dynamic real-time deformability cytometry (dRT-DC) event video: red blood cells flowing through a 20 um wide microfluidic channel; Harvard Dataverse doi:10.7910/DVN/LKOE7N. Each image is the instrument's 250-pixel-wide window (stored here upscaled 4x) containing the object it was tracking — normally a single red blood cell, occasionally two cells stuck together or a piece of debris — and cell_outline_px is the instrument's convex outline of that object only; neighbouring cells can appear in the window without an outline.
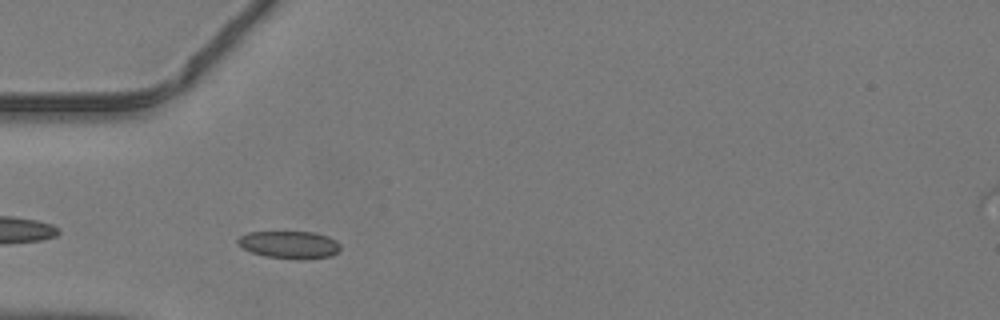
{"species": "common noctule bat (a hibernating species)", "species_latin": "Nyctalus noctula", "temperature_condition": "warm", "stored_images_in_passage": 34, "camera_frame_rate_fps": 3000, "um_per_image_px": 0.085, "animal": {"sex": "male", "body_mass_g": 19.2, "forearm_length_mm": 51.8}, "frame": {"image": 1, "passage_image": 2, "time_ms": 0.333, "image_size_px": [1000, 320], "cell_outline_px": [[340, 248], [332, 256], [304, 260], [296, 260], [264, 256], [252, 252], [236, 244], [236, 240], [240, 236], [248, 232], [312, 232], [328, 236], [336, 240], [340, 244]], "centroid_in_image_um": [24.6, 20.81], "position_along_channel_um": 60.4, "area_um2": 16.65}}
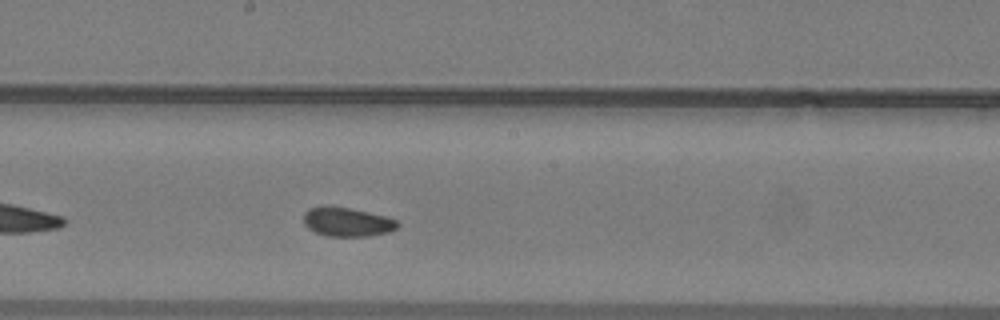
{"frame": {"image": 2, "passage_image": 13, "time_ms": 4.0, "image_size_px": [1000, 320], "cell_outline_px": [[400, 224], [396, 228], [388, 232], [368, 236], [324, 236], [308, 228], [304, 224], [304, 212], [308, 208], [348, 208], [368, 212], [384, 216], [396, 220]], "centroid_in_image_um": [29.51, 18.9], "position_along_channel_um": 218.7, "area_um2": 15.43}}
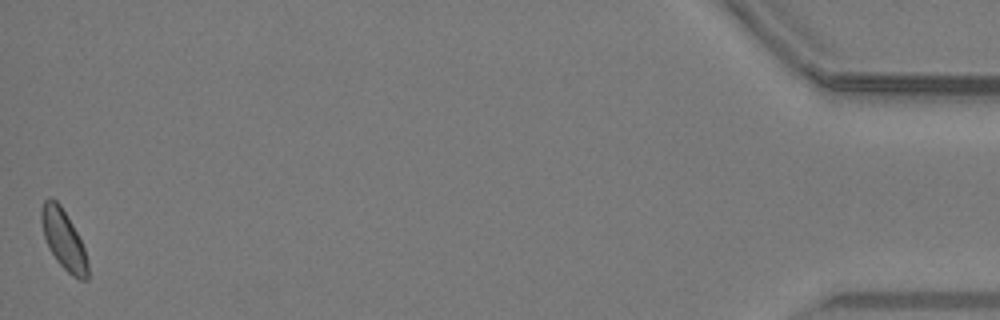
{"frame": {"image": 3, "passage_image": 34, "time_ms": 11.0, "image_size_px": [1000, 320], "cell_outline_px": [[88, 280], [80, 280], [72, 276], [56, 260], [48, 248], [44, 236], [40, 220], [40, 212], [44, 200], [48, 196], [52, 196], [60, 204], [72, 224], [84, 248], [88, 260]], "centroid_in_image_um": [5.38, 20.35], "position_along_channel_um": 429.8, "area_um2": 16.24}}